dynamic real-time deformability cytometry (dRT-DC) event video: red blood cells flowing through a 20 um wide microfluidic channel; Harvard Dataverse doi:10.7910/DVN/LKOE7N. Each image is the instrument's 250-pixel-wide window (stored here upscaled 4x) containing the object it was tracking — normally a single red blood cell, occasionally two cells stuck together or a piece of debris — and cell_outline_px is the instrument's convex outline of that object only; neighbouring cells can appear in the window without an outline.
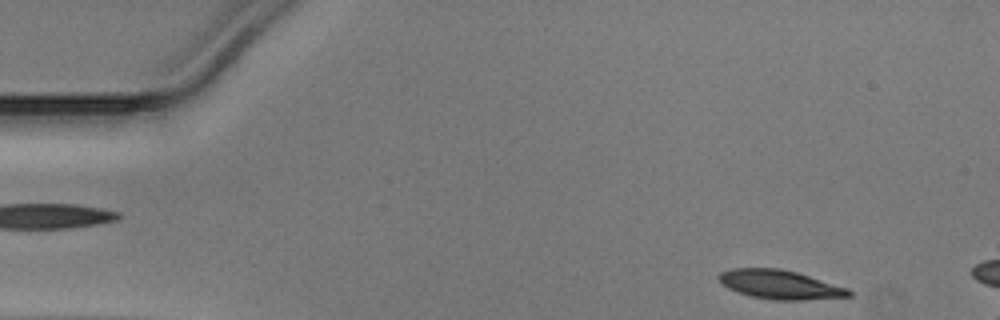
{"species": "Egyptian fruit bat (a non-hibernating species)", "species_latin": "Rousettus aegyptiacus", "temperature_condition": "warm", "stored_images_in_passage": 6, "camera_frame_rate_fps": 3000, "um_per_image_px": 0.085, "animal": {"sex": "male"}, "frame": {"image": 1, "passage_image": 2, "time_ms": 0.333, "image_size_px": [1000, 320], "cell_outline_px": [[852, 296], [800, 300], [776, 300], [752, 296], [728, 288], [720, 280], [720, 272], [732, 268], [780, 268], [796, 272], [848, 288], [852, 292]], "centroid_in_image_um": [66.33, 24.18], "position_along_channel_um": 18.7, "area_um2": 21.56}}